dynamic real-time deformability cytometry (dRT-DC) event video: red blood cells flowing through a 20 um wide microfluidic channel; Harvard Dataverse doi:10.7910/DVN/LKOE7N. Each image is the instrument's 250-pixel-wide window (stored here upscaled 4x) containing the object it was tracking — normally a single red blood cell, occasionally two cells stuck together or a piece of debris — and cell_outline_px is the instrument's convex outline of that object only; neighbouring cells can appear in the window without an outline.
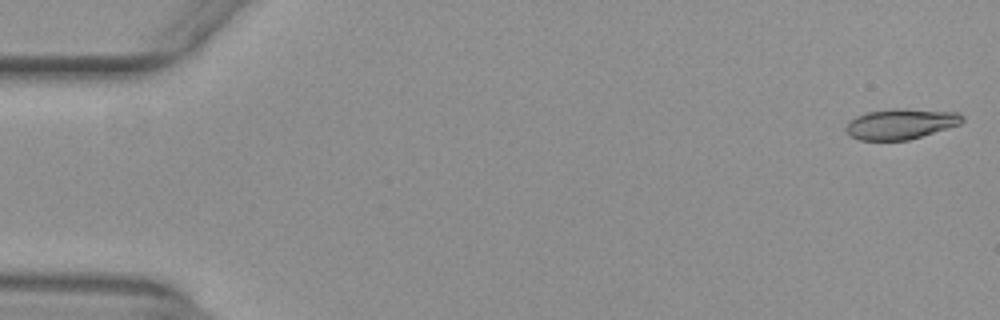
{"species": "common noctule bat (a hibernating species)", "species_latin": "Nyctalus noctula", "temperature_condition": "warm", "stored_images_in_passage": 20, "camera_frame_rate_fps": 3000, "um_per_image_px": 0.085, "animal": {"sex": "female", "body_mass_g": 29.2, "forearm_length_mm": 56.3}, "frame": {"image": 1, "passage_image": 1, "time_ms": 0.0, "image_size_px": [1000, 320], "cell_outline_px": [[964, 120], [960, 124], [908, 140], [860, 140], [852, 136], [844, 128], [848, 120], [864, 112], [892, 108], [904, 108], [960, 112], [964, 116]], "centroid_in_image_um": [76.56, 10.51], "position_along_channel_um": 8.4, "area_um2": 20.87}}
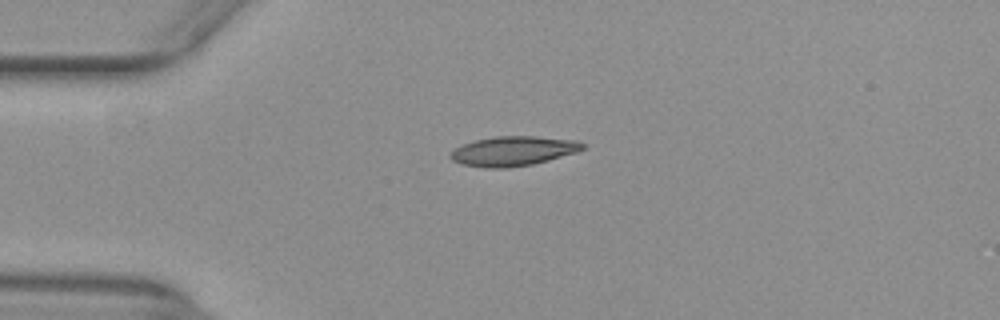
{"frame": {"image": 2, "passage_image": 13, "time_ms": 4.0, "image_size_px": [1000, 320], "cell_outline_px": [[584, 148], [576, 152], [548, 160], [532, 164], [508, 168], [484, 168], [460, 164], [452, 160], [448, 156], [456, 148], [464, 144], [476, 140], [496, 136], [536, 136], [580, 140], [584, 144]], "centroid_in_image_um": [43.63, 12.84], "position_along_channel_um": 41.4, "area_um2": 22.83}}
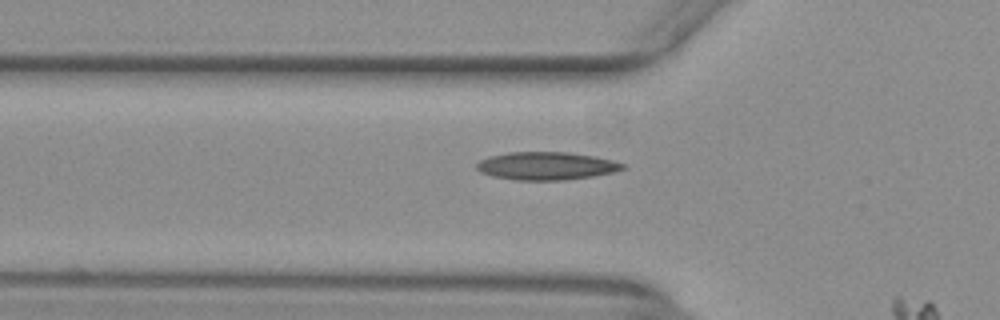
{"frame": {"image": 3, "passage_image": 18, "time_ms": 5.667, "image_size_px": [1000, 320], "cell_outline_px": [[628, 168], [612, 172], [592, 176], [564, 180], [516, 180], [492, 176], [480, 172], [476, 168], [476, 164], [480, 160], [488, 156], [508, 152], [568, 152], [596, 156], [612, 160], [624, 164]], "centroid_in_image_um": [46.43, 14.09], "position_along_channel_um": 79.4, "area_um2": 23.87}}